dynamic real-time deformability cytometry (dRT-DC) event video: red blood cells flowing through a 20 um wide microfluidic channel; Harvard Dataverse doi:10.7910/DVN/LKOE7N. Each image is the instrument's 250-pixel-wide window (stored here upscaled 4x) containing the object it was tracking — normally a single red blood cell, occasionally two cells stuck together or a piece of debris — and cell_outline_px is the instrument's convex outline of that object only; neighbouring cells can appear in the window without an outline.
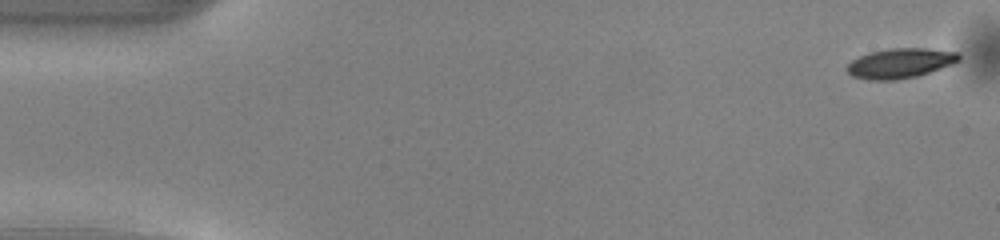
{"species": "common noctule bat (a hibernating species)", "species_latin": "Nyctalus noctula", "temperature_condition": "warm", "stored_images_in_passage": 49, "camera_frame_rate_fps": 3000, "um_per_image_px": 0.085, "animal": {"sex": "male", "body_mass_g": 13.0, "forearm_length_mm": 53.1}, "frame": {"image": 1, "passage_image": 1, "time_ms": 0.0, "image_size_px": [1000, 240], "cell_outline_px": [[960, 60], [952, 64], [916, 76], [896, 80], [868, 80], [852, 76], [844, 68], [852, 60], [868, 52], [892, 48], [928, 48], [960, 52]], "centroid_in_image_um": [76.5, 5.36], "position_along_channel_um": 8.5, "area_um2": 19.54}}
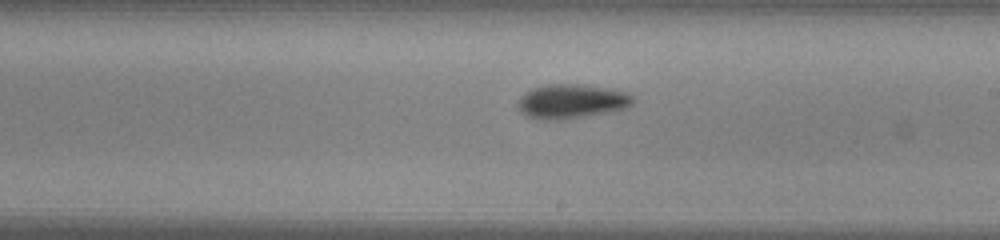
{"frame": {"image": 2, "passage_image": 28, "time_ms": 9.0, "image_size_px": [1000, 240], "cell_outline_px": [[636, 100], [628, 108], [608, 112], [560, 120], [536, 120], [520, 112], [516, 104], [520, 96], [532, 88], [544, 84], [584, 84], [612, 88], [628, 92]], "centroid_in_image_um": [48.58, 8.6], "position_along_channel_um": 240.4, "area_um2": 23.52}}
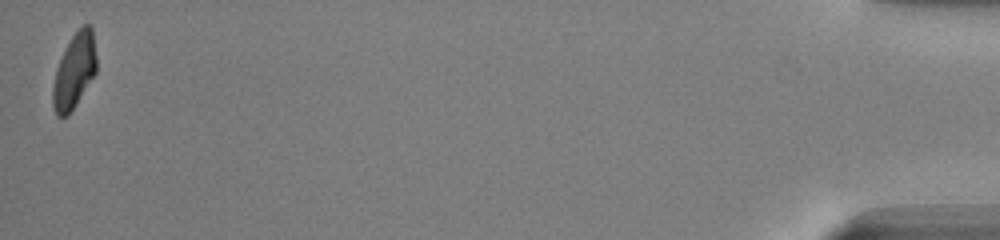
{"frame": {"image": 3, "passage_image": 49, "time_ms": 16.0, "image_size_px": [1000, 240], "cell_outline_px": [[96, 72], [76, 104], [68, 116], [56, 116], [52, 104], [52, 88], [56, 68], [72, 36], [84, 24], [92, 24], [96, 56]], "centroid_in_image_um": [6.32, 6.04], "position_along_channel_um": 428.9, "area_um2": 18.9}, "authors_computed_cell_mechanics": {"area_um2": 20.808, "velocity_mm_per_s": 4.1262, "shape_relaxation_time_tau1_ms": 2.693, "shape_relaxation_time_tau2_ms": 7.8891, "deformation_change_tau1": 0.1397, "deformation_change_tau2": 0.1616}}